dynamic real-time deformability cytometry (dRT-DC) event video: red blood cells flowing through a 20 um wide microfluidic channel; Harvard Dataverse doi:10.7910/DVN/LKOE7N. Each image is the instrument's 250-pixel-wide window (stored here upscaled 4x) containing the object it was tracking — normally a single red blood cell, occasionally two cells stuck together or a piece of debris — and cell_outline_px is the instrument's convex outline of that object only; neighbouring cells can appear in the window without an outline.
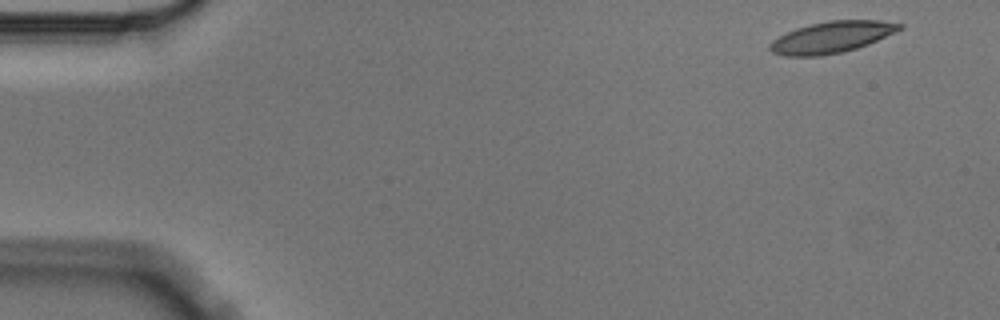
{"species": "Egyptian fruit bat (a non-hibernating species)", "species_latin": "Rousettus aegyptiacus", "temperature_condition": "cold", "stored_images_in_passage": 8, "camera_frame_rate_fps": 3000, "um_per_image_px": 0.085, "animal": {"sex": "male"}, "frame": {"image": 1, "passage_image": 1, "time_ms": 0.0, "image_size_px": [1000, 320], "cell_outline_px": [[904, 28], [868, 44], [856, 48], [840, 52], [820, 56], [784, 56], [772, 52], [768, 48], [768, 44], [772, 40], [796, 28], [808, 24], [828, 20], [880, 20], [904, 24]], "centroid_in_image_um": [70.68, 3.15], "position_along_channel_um": 14.3, "area_um2": 23.76}}
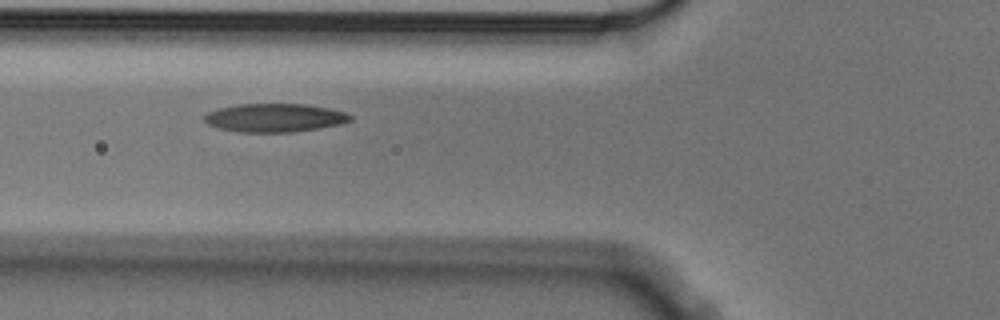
{"frame": {"image": 2, "passage_image": 6, "time_ms": 1.667, "image_size_px": [1000, 320], "cell_outline_px": [[352, 120], [344, 124], [292, 132], [240, 132], [220, 128], [208, 124], [204, 120], [204, 116], [208, 112], [220, 108], [236, 104], [304, 104], [328, 108], [344, 112], [352, 116]], "centroid_in_image_um": [23.37, 10.01], "position_along_channel_um": 102.4, "area_um2": 24.1}}
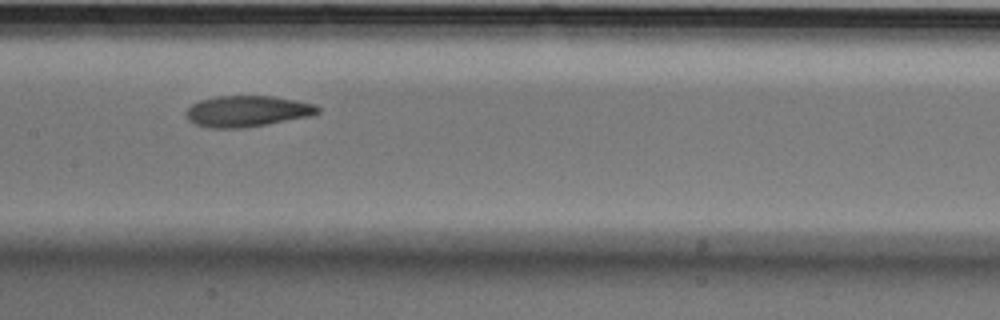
{"frame": {"image": 3, "passage_image": 8, "time_ms": 2.333, "image_size_px": [1000, 320], "cell_outline_px": [[320, 112], [308, 116], [268, 124], [244, 128], [208, 128], [196, 124], [188, 120], [188, 108], [192, 104], [200, 100], [216, 96], [272, 96], [296, 100], [316, 104], [320, 108]], "centroid_in_image_um": [21.03, 9.45], "position_along_channel_um": 186.4, "area_um2": 23.76}}